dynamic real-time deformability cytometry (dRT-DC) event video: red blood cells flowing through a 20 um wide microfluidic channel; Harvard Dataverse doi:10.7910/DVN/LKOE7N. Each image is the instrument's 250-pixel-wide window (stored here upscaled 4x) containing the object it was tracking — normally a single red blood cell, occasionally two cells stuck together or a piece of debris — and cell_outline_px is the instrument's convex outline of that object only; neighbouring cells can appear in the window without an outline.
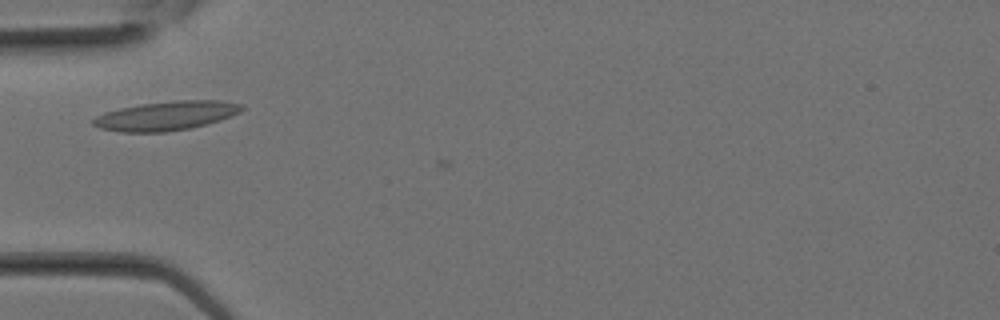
{"species": "Egyptian fruit bat (a non-hibernating species)", "species_latin": "Rousettus aegyptiacus", "temperature_condition": "room temperature", "stored_images_in_passage": 6, "camera_frame_rate_fps": 3000, "um_per_image_px": 0.085, "animal": {"sex": "female"}, "frame": {"image": 1, "passage_image": 5, "time_ms": 1.333, "image_size_px": [1000, 320], "cell_outline_px": [[244, 108], [240, 112], [232, 116], [208, 124], [188, 128], [164, 132], [120, 132], [100, 128], [92, 124], [92, 120], [96, 116], [104, 112], [120, 108], [140, 104], [176, 100], [220, 100], [244, 104]], "centroid_in_image_um": [14.15, 9.83], "position_along_channel_um": 70.9, "area_um2": 25.32}}